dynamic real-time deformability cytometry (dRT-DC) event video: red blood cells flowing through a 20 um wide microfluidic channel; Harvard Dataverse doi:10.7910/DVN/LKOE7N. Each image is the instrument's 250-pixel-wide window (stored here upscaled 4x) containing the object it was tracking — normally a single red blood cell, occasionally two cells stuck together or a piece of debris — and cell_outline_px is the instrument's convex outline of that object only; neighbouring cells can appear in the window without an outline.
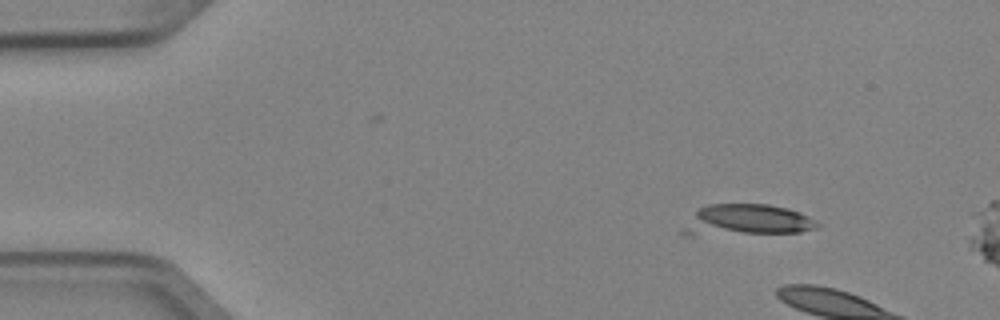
{"species": "Egyptian fruit bat (a non-hibernating species)", "species_latin": "Rousettus aegyptiacus", "temperature_condition": "cold", "stored_images_in_passage": 5, "camera_frame_rate_fps": 3000, "um_per_image_px": 0.085, "animal": {"sex": "female"}, "frame": {"image": 1, "passage_image": 4, "time_ms": 1.0, "image_size_px": [1000, 320], "cell_outline_px": [[820, 228], [800, 232], [692, 236], [684, 236], [680, 232], [696, 208], [708, 204], [768, 204], [788, 208], [800, 212], [816, 220], [820, 224]], "centroid_in_image_um": [63.43, 18.73], "position_along_channel_um": 21.6, "area_um2": 25.14}}